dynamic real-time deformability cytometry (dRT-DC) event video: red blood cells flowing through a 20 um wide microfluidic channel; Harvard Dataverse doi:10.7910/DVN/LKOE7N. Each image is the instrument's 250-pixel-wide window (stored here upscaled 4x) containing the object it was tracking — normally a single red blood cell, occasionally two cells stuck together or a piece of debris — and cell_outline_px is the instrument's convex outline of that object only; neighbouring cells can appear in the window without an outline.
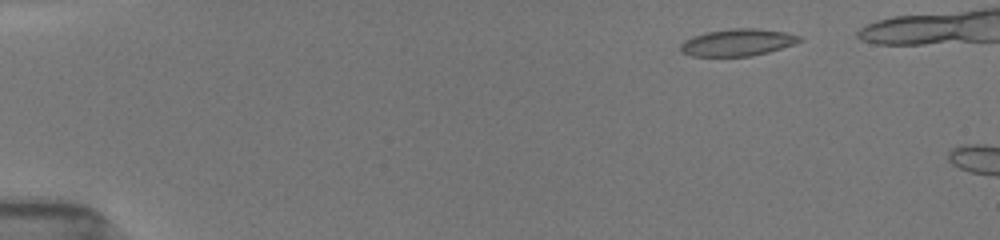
{"species": "common noctule bat (a hibernating species)", "species_latin": "Nyctalus noctula", "temperature_condition": "room temperature", "stored_images_in_passage": 3, "camera_frame_rate_fps": 3000, "um_per_image_px": 0.085, "animal": {"sex": "female", "body_mass_g": 19.5, "forearm_length_mm": 54.1}, "frame": {"image": 1, "passage_image": 2, "time_ms": 1.333, "image_size_px": [1000, 240], "cell_outline_px": [[804, 40], [768, 52], [752, 56], [692, 56], [680, 52], [680, 44], [684, 40], [692, 36], [704, 32], [732, 28], [756, 28], [784, 32], [800, 36]], "centroid_in_image_um": [62.65, 3.6], "position_along_channel_um": 22.4, "area_um2": 18.79}}